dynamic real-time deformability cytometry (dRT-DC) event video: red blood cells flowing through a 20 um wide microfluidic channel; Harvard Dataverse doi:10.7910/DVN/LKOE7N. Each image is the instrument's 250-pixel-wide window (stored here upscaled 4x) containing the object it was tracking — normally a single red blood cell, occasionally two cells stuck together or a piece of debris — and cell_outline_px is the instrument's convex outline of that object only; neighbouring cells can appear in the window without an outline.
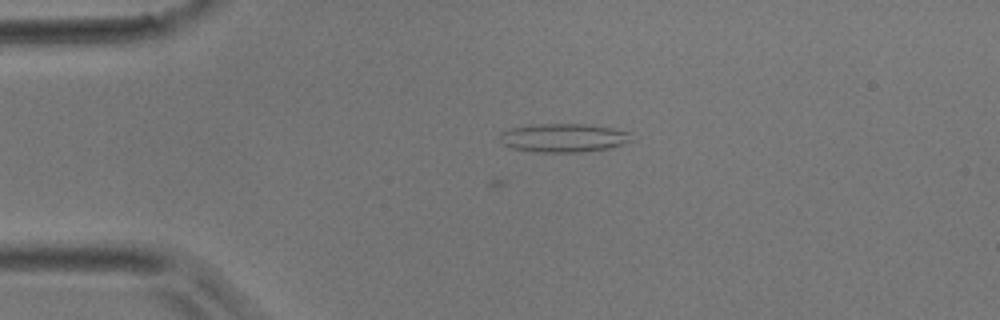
{"species": "common noctule bat (a hibernating species)", "species_latin": "Nyctalus noctula", "temperature_condition": "room temperature", "stored_images_in_passage": 9, "camera_frame_rate_fps": 3000, "um_per_image_px": 0.085, "animal": {"sex": "male", "body_mass_g": 17.9}, "frame": {"image": 1, "passage_image": 9, "time_ms": 2.667, "image_size_px": [1000, 320], "cell_outline_px": [[628, 140], [620, 144], [608, 148], [584, 152], [536, 152], [512, 148], [504, 144], [500, 140], [500, 132], [512, 128], [528, 124], [588, 124], [612, 128], [628, 132]], "centroid_in_image_um": [47.81, 11.71], "position_along_channel_um": 37.2, "area_um2": 21.68}}